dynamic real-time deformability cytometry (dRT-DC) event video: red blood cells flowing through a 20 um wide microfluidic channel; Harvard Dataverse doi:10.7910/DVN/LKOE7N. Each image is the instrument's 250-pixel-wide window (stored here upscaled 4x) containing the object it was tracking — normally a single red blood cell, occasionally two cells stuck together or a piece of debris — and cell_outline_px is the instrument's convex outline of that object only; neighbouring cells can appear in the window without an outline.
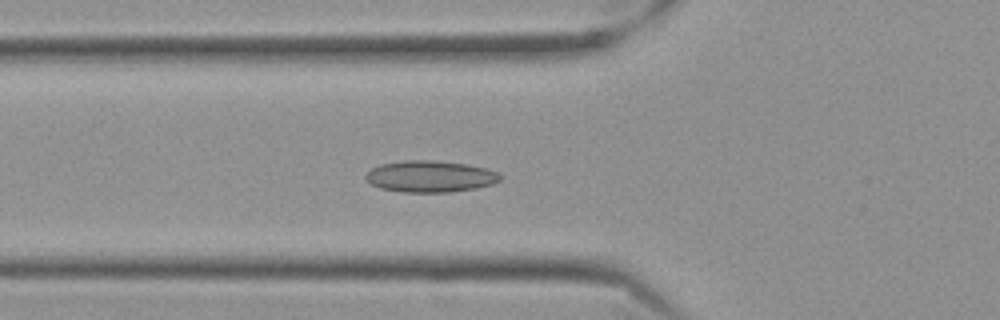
{"species": "Egyptian fruit bat (a non-hibernating species)", "species_latin": "Rousettus aegyptiacus", "temperature_condition": "cold", "stored_images_in_passage": 57, "camera_frame_rate_fps": 3000, "um_per_image_px": 0.085, "frame": {"image": 1, "passage_image": 20, "time_ms": 6.333, "image_size_px": [1000, 320], "cell_outline_px": [[500, 180], [492, 184], [476, 188], [452, 192], [404, 192], [380, 188], [372, 184], [364, 176], [372, 168], [380, 164], [404, 160], [436, 160], [464, 164], [488, 168], [496, 172], [500, 176]], "centroid_in_image_um": [36.56, 14.99], "position_along_channel_um": 89.2, "area_um2": 24.62}}
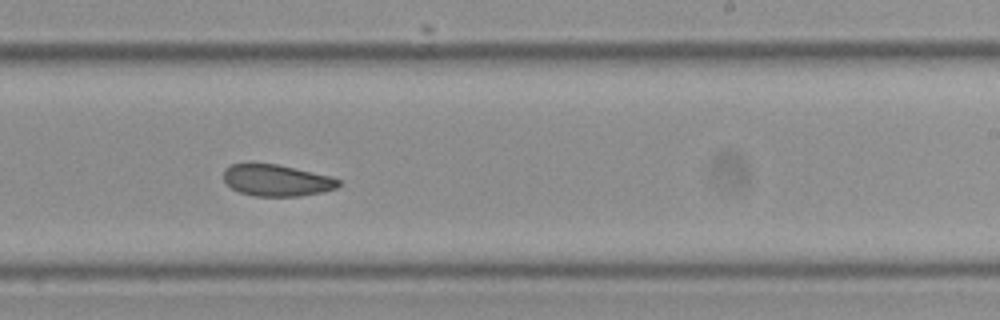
{"frame": {"image": 2, "passage_image": 35, "time_ms": 11.333, "image_size_px": [1000, 320], "cell_outline_px": [[340, 184], [336, 188], [320, 192], [300, 196], [256, 196], [240, 192], [232, 188], [224, 180], [224, 168], [232, 164], [248, 160], [252, 160], [276, 164], [332, 176], [340, 180]], "centroid_in_image_um": [23.46, 15.28], "position_along_channel_um": 265.5, "area_um2": 21.62}}
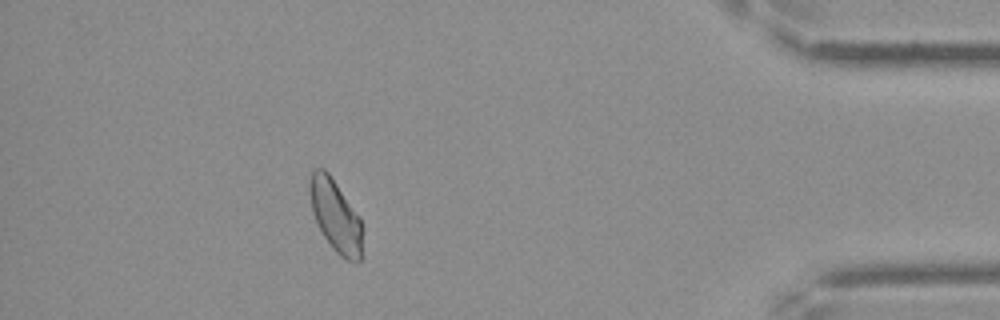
{"frame": {"image": 3, "passage_image": 51, "time_ms": 16.667, "image_size_px": [1000, 320], "cell_outline_px": [[364, 256], [360, 260], [348, 260], [340, 256], [332, 248], [324, 236], [312, 212], [308, 184], [312, 172], [316, 168], [324, 168], [328, 172], [360, 216], [364, 228]], "centroid_in_image_um": [28.58, 18.38], "position_along_channel_um": 406.6, "area_um2": 22.66}, "authors_computed_cell_mechanics": {"area_um2": 22.831, "velocity_mm_per_s": 3.5117, "shape_relaxation_time_tau1_ms": null, "shape_relaxation_time_tau2_ms": 3.5434, "deformation_change_tau1": null, "deformation_change_tau2": 0.0804}}